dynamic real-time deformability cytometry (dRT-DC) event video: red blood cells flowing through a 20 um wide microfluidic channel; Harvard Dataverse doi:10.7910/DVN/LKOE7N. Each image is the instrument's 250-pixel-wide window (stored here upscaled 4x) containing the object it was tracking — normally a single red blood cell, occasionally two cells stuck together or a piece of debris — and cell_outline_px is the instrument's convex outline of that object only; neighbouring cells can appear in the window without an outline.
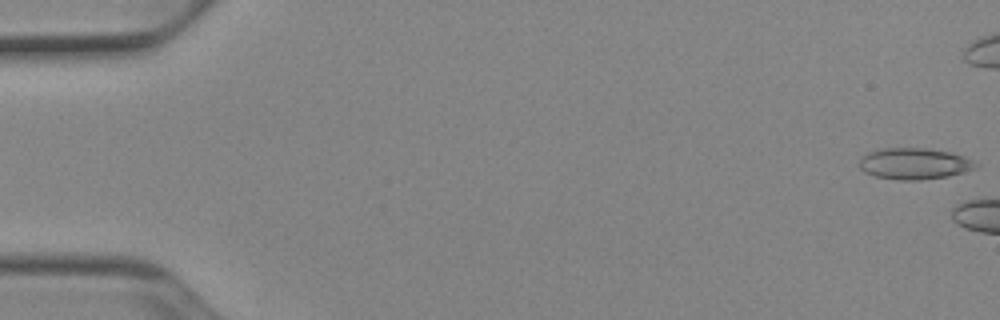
{"species": "Egyptian fruit bat (a non-hibernating species)", "species_latin": "Rousettus aegyptiacus", "temperature_condition": "cold", "stored_images_in_passage": 5, "camera_frame_rate_fps": 3000, "um_per_image_px": 0.085, "animal": {"sex": "female"}, "frame": {"image": 1, "passage_image": 1, "time_ms": 0.0, "image_size_px": [1000, 320], "cell_outline_px": [[980, 164], [976, 168], [964, 172], [948, 176], [920, 180], [896, 180], [876, 176], [864, 172], [860, 168], [860, 156], [868, 152], [880, 148], [924, 148], [952, 152], [976, 160]], "centroid_in_image_um": [77.75, 13.9], "position_along_channel_um": 7.3, "area_um2": 21.56}}